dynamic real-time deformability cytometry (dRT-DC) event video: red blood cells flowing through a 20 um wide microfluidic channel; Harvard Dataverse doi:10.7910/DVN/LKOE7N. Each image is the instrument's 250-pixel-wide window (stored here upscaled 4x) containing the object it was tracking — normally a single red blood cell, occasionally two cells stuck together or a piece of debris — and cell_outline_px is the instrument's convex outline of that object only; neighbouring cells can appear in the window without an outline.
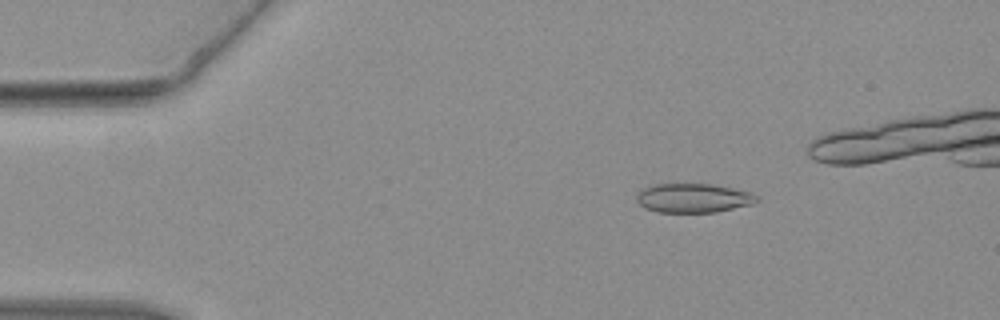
{"species": "common noctule bat (a hibernating species)", "species_latin": "Nyctalus noctula", "temperature_condition": "warm", "stored_images_in_passage": 35, "camera_frame_rate_fps": 3000, "um_per_image_px": 0.085, "animal": {"sex": "female", "body_mass_g": 19.3, "forearm_length_mm": 54.1}, "frame": {"image": 1, "passage_image": 5, "time_ms": 1.333, "image_size_px": [1000, 320], "cell_outline_px": [[760, 200], [752, 204], [716, 212], [656, 212], [644, 208], [636, 200], [636, 196], [644, 188], [652, 184], [712, 184], [752, 192]], "centroid_in_image_um": [58.93, 16.83], "position_along_channel_um": 26.1, "area_um2": 20.4}}
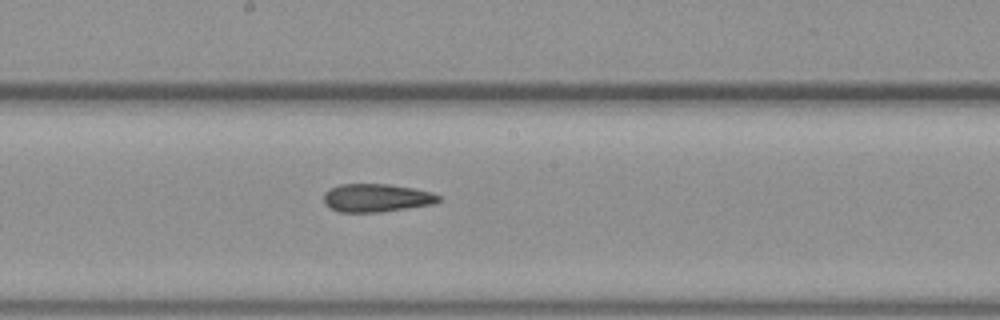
{"frame": {"image": 2, "passage_image": 22, "time_ms": 7.0, "image_size_px": [1000, 320], "cell_outline_px": [[444, 200], [432, 204], [380, 212], [340, 212], [328, 208], [324, 204], [324, 192], [340, 184], [388, 184], [412, 188], [432, 192], [440, 196]], "centroid_in_image_um": [32.0, 16.82], "position_along_channel_um": 216.2, "area_um2": 18.9}}
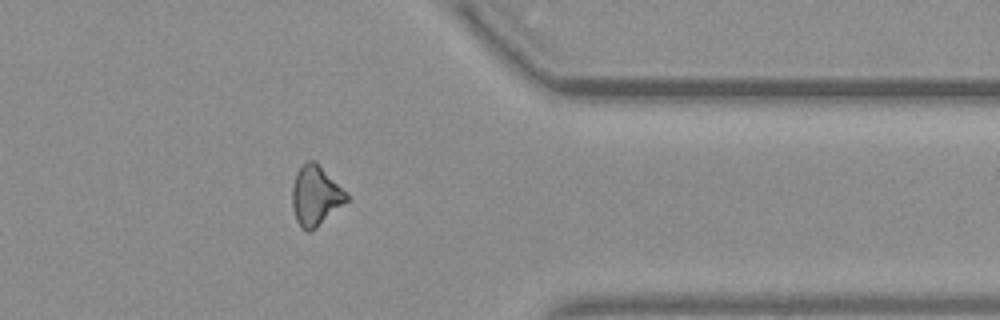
{"frame": {"image": 3, "passage_image": 34, "time_ms": 11.0, "image_size_px": [1000, 320], "cell_outline_px": [[348, 200], [316, 228], [308, 232], [300, 228], [296, 220], [292, 208], [292, 188], [296, 172], [308, 160], [316, 160], [348, 192]], "centroid_in_image_um": [26.83, 16.62], "position_along_channel_um": 384.6, "area_um2": 19.19}}